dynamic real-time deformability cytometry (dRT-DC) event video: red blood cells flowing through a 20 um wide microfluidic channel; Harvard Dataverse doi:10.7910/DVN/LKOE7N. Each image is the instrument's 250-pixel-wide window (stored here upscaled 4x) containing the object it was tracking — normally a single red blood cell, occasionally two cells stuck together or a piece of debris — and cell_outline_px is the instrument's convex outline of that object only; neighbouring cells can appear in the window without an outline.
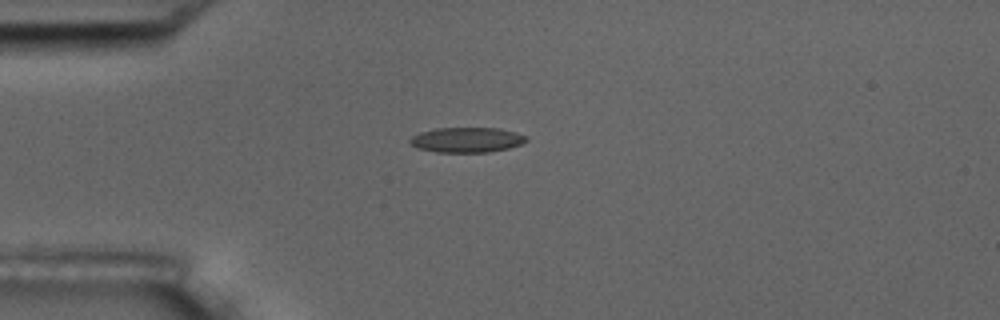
{"species": "common noctule bat (a hibernating species)", "species_latin": "Nyctalus noctula", "temperature_condition": "room temperature", "stored_images_in_passage": 2, "camera_frame_rate_fps": 3000, "um_per_image_px": 0.085, "animal": {"sex": "male", "body_mass_g": 17.5, "forearm_length_mm": 52.3}, "frame": {"image": 1, "passage_image": 1, "time_ms": 0.0, "image_size_px": [1000, 320], "cell_outline_px": [[528, 140], [520, 144], [508, 148], [488, 152], [436, 152], [416, 148], [408, 140], [412, 136], [420, 132], [436, 128], [500, 128], [516, 132], [524, 136]], "centroid_in_image_um": [39.64, 11.88], "position_along_channel_um": 45.4, "area_um2": 16.94}}